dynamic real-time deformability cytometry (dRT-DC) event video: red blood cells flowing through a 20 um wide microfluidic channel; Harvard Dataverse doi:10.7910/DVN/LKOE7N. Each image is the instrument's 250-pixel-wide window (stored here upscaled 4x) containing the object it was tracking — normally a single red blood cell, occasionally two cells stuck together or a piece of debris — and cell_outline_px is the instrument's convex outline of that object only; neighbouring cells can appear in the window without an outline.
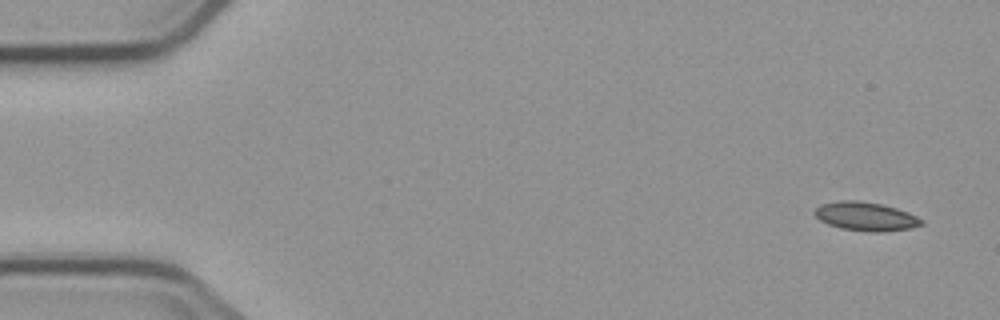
{"species": "common noctule bat (a hibernating species)", "species_latin": "Nyctalus noctula", "temperature_condition": "cold", "stored_images_in_passage": 7, "camera_frame_rate_fps": 3000, "um_per_image_px": 0.085, "animal": {"sex": "male", "body_mass_g": 23.1, "forearm_length_mm": 52.7}, "frame": {"image": 1, "passage_image": 1, "time_ms": 0.0, "image_size_px": [1000, 320], "cell_outline_px": [[924, 224], [912, 228], [884, 232], [872, 232], [840, 228], [828, 224], [820, 220], [812, 212], [820, 204], [836, 200], [860, 200], [880, 204], [896, 208], [908, 212], [924, 220]], "centroid_in_image_um": [73.58, 18.39], "position_along_channel_um": 11.4, "area_um2": 18.09}}
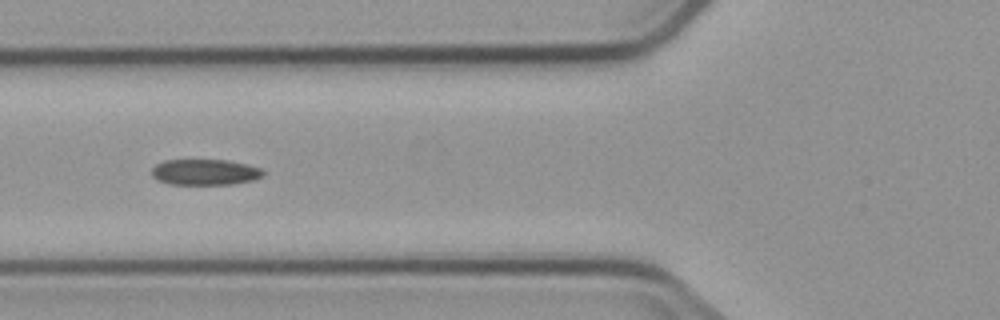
{"frame": {"image": 2, "passage_image": 6, "time_ms": 6.0, "image_size_px": [1000, 320], "cell_outline_px": [[264, 176], [252, 180], [232, 184], [168, 184], [156, 180], [152, 176], [152, 168], [156, 164], [164, 160], [228, 160], [260, 168], [264, 172]], "centroid_in_image_um": [17.38, 14.63], "position_along_channel_um": 108.4, "area_um2": 16.76}}
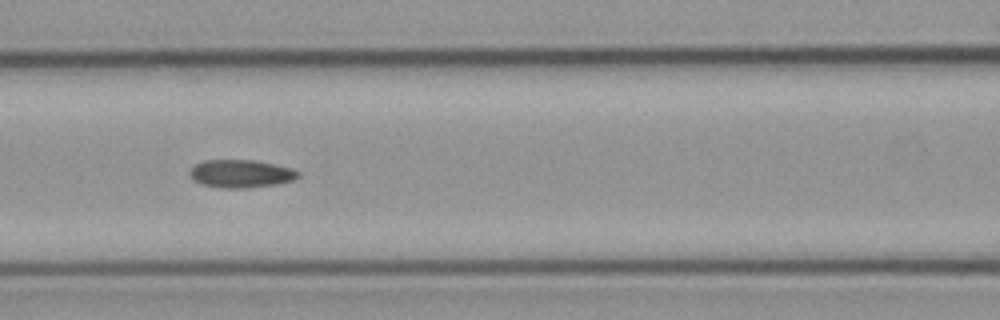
{"frame": {"image": 3, "passage_image": 7, "time_ms": 7.0, "image_size_px": [1000, 320], "cell_outline_px": [[300, 176], [292, 180], [276, 184], [248, 188], [224, 188], [200, 184], [192, 180], [188, 172], [196, 164], [204, 160], [252, 160], [272, 164], [288, 168], [300, 172]], "centroid_in_image_um": [20.42, 14.77], "position_along_channel_um": 146.2, "area_um2": 17.51}}